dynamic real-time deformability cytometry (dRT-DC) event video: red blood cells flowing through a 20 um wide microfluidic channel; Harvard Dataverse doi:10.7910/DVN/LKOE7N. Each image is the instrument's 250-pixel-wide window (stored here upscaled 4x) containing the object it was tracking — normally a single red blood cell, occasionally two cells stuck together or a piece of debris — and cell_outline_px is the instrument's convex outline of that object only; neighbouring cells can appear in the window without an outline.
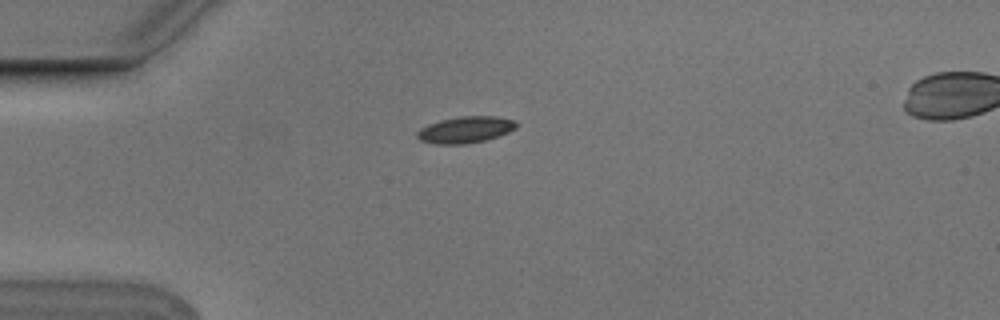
{"species": "Egyptian fruit bat (a non-hibernating species)", "species_latin": "Rousettus aegyptiacus", "temperature_condition": "cold", "stored_images_in_passage": 3, "camera_frame_rate_fps": 3000, "um_per_image_px": 0.085, "animal": {"sex": "male"}, "frame": {"image": 1, "passage_image": 2, "time_ms": 0.333, "image_size_px": [1000, 320], "cell_outline_px": [[516, 128], [508, 132], [484, 140], [464, 144], [436, 144], [420, 140], [416, 136], [416, 132], [420, 128], [428, 124], [440, 120], [460, 116], [496, 116], [516, 120]], "centroid_in_image_um": [39.54, 11.01], "position_along_channel_um": 45.5, "area_um2": 15.26}}